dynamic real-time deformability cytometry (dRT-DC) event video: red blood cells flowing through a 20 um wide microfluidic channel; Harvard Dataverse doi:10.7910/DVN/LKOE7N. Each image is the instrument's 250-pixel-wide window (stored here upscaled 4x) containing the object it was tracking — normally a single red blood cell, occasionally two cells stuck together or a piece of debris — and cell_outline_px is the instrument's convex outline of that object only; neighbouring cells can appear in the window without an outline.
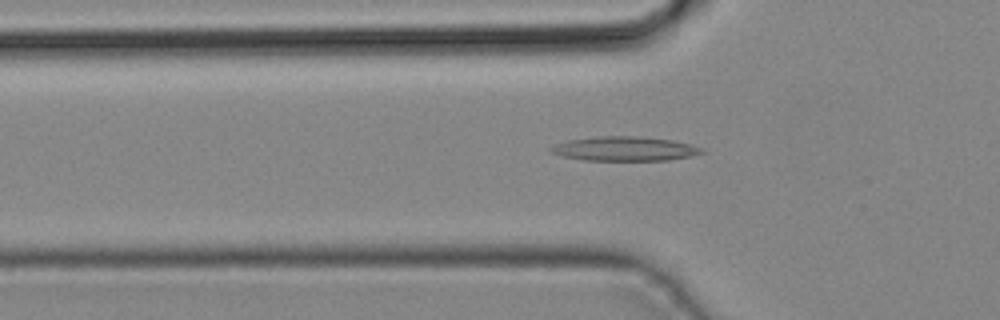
{"species": "common noctule bat (a hibernating species)", "species_latin": "Nyctalus noctula", "temperature_condition": "cold", "stored_images_in_passage": 26, "camera_frame_rate_fps": 3000, "um_per_image_px": 0.085, "animal": {"sex": "male", "body_mass_g": 19.2, "forearm_length_mm": 51.8}, "frame": {"image": 1, "passage_image": 3, "time_ms": 0.667, "image_size_px": [1000, 320], "cell_outline_px": [[700, 152], [688, 156], [664, 160], [588, 160], [564, 156], [552, 152], [552, 148], [560, 144], [572, 140], [608, 136], [624, 136], [668, 140], [688, 144], [696, 148]], "centroid_in_image_um": [53.05, 12.66], "position_along_channel_um": 72.7, "area_um2": 19.83}}
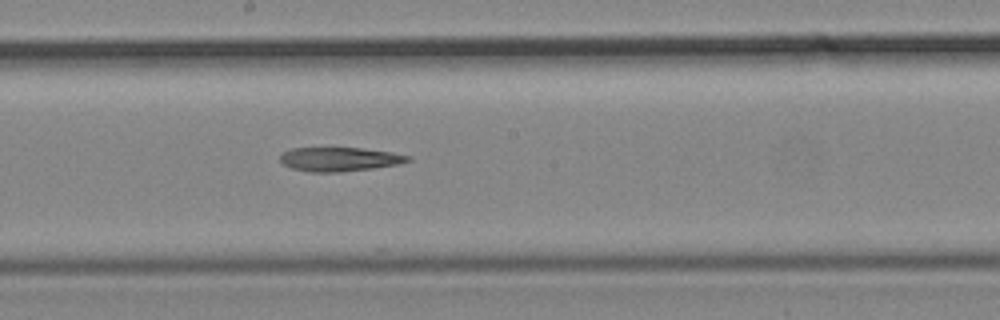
{"frame": {"image": 2, "passage_image": 12, "time_ms": 3.667, "image_size_px": [1000, 320], "cell_outline_px": [[408, 160], [396, 164], [368, 168], [332, 172], [316, 172], [292, 168], [284, 164], [280, 160], [280, 156], [284, 152], [292, 148], [360, 148], [388, 152], [408, 156]], "centroid_in_image_um": [28.76, 13.52], "position_along_channel_um": 219.4, "area_um2": 17.05}}
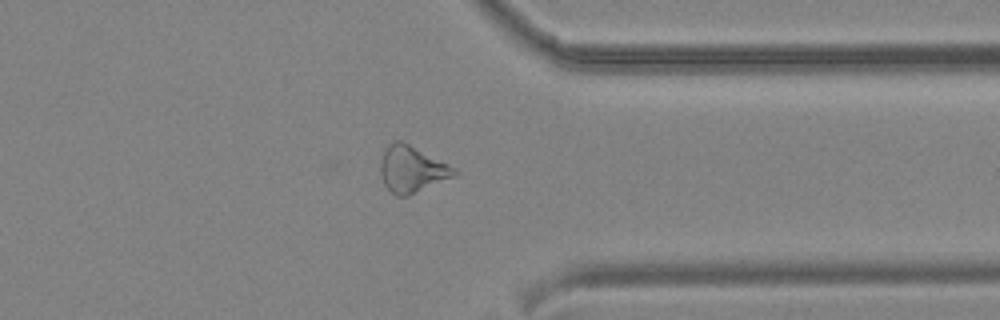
{"frame": {"image": 3, "passage_image": 22, "time_ms": 7.0, "image_size_px": [1000, 320], "cell_outline_px": [[456, 172], [452, 176], [408, 196], [400, 196], [392, 192], [384, 184], [380, 172], [380, 168], [384, 152], [392, 144], [400, 140], [448, 164]], "centroid_in_image_um": [34.97, 14.4], "position_along_channel_um": 376.4, "area_um2": 18.9}}